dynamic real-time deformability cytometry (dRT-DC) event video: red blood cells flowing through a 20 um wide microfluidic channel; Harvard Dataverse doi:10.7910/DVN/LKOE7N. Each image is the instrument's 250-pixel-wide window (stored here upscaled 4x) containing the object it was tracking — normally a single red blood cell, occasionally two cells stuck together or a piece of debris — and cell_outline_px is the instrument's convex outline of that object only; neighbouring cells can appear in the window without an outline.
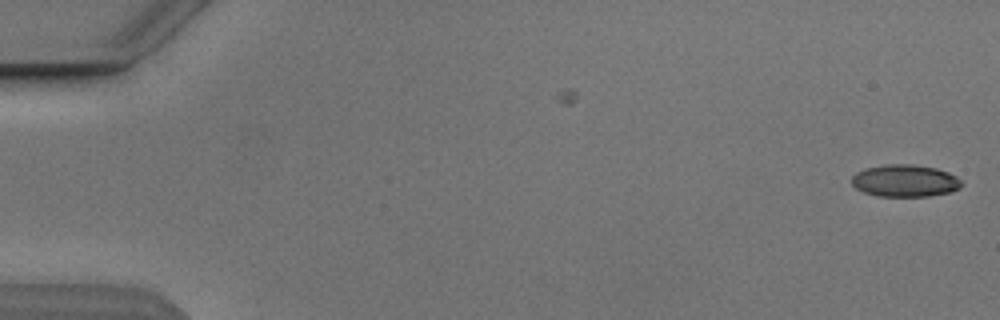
{"species": "Egyptian fruit bat (a non-hibernating species)", "species_latin": "Rousettus aegyptiacus", "temperature_condition": "cold", "stored_images_in_passage": 5, "camera_frame_rate_fps": 3000, "um_per_image_px": 0.085, "animal": {"sex": "male"}, "frame": {"image": 1, "passage_image": 1, "time_ms": 0.0, "image_size_px": [1000, 320], "cell_outline_px": [[960, 188], [948, 192], [928, 196], [876, 196], [864, 192], [856, 188], [852, 184], [852, 176], [856, 172], [864, 168], [888, 164], [912, 164], [936, 168], [948, 172], [956, 176], [960, 180]], "centroid_in_image_um": [76.89, 15.36], "position_along_channel_um": 8.1, "area_um2": 20.52}}
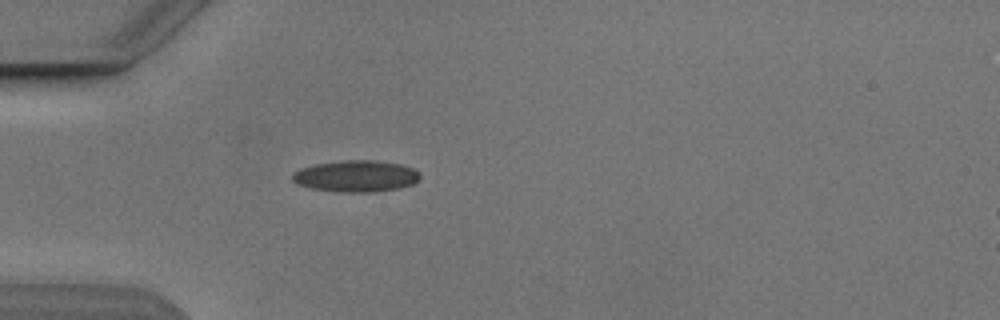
{"frame": {"image": 2, "passage_image": 5, "time_ms": 5.0, "image_size_px": [1000, 320], "cell_outline_px": [[420, 176], [412, 184], [400, 188], [372, 192], [340, 192], [312, 188], [296, 184], [292, 180], [292, 172], [300, 168], [316, 164], [340, 160], [376, 160], [400, 164], [412, 168], [420, 172]], "centroid_in_image_um": [30.23, 14.96], "position_along_channel_um": 54.8, "area_um2": 23.52}}